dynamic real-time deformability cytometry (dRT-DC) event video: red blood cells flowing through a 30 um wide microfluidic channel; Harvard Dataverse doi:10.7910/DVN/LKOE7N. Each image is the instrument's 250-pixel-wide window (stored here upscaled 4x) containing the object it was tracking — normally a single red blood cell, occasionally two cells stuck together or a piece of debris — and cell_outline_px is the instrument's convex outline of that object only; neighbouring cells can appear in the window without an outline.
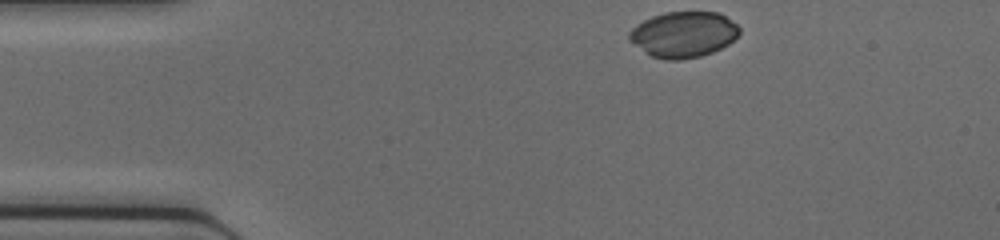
{"species": "common noctule bat (a hibernating species)", "species_latin": "Nyctalus noctula", "temperature_condition": "cold", "stored_images_in_passage": 32, "camera_frame_rate_fps": 3000, "um_per_image_px": 0.085, "animal": {"sex": "female", "body_mass_g": 17.0, "forearm_length_mm": 48.0}, "frame": {"image": 1, "passage_image": 1, "time_ms": 0.0, "image_size_px": [1000, 240], "cell_outline_px": [[740, 32], [728, 44], [712, 52], [700, 56], [680, 60], [664, 60], [652, 56], [628, 40], [628, 32], [636, 24], [652, 16], [664, 12], [720, 12], [736, 24], [740, 28]], "centroid_in_image_um": [58.07, 2.92], "position_along_channel_um": 26.9, "area_um2": 29.36}}
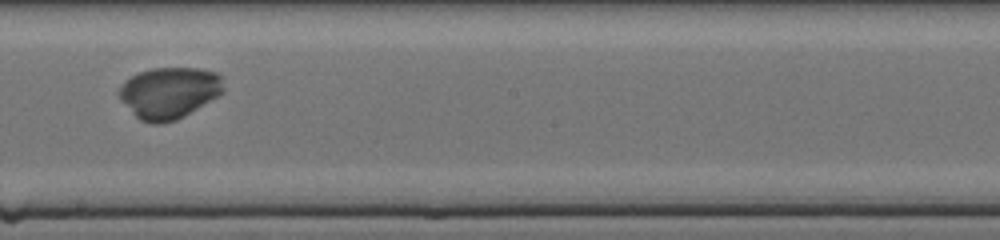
{"frame": {"image": 2, "passage_image": 19, "time_ms": 6.0, "image_size_px": [1000, 240], "cell_outline_px": [[224, 92], [184, 116], [176, 120], [160, 124], [152, 124], [140, 120], [120, 100], [120, 84], [132, 76], [140, 72], [152, 68], [200, 68], [216, 72], [220, 76], [224, 88]], "centroid_in_image_um": [14.38, 7.88], "position_along_channel_um": 233.8, "area_um2": 31.15}}
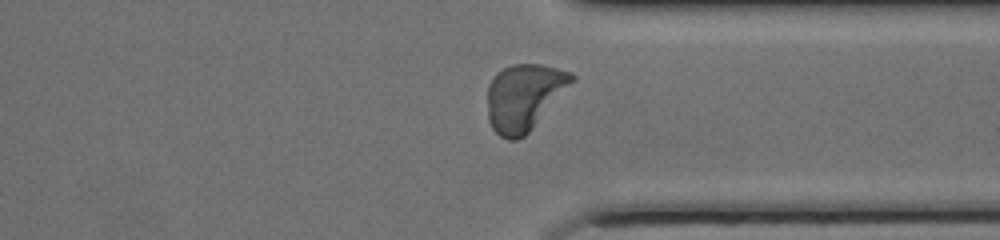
{"frame": {"image": 3, "passage_image": 28, "time_ms": 9.0, "image_size_px": [1000, 240], "cell_outline_px": [[576, 80], [528, 132], [524, 136], [516, 140], [508, 140], [500, 136], [492, 128], [488, 120], [488, 84], [492, 76], [496, 72], [512, 64], [540, 64], [572, 72], [576, 76]], "centroid_in_image_um": [44.54, 8.23], "position_along_channel_um": 366.9, "area_um2": 32.77}}